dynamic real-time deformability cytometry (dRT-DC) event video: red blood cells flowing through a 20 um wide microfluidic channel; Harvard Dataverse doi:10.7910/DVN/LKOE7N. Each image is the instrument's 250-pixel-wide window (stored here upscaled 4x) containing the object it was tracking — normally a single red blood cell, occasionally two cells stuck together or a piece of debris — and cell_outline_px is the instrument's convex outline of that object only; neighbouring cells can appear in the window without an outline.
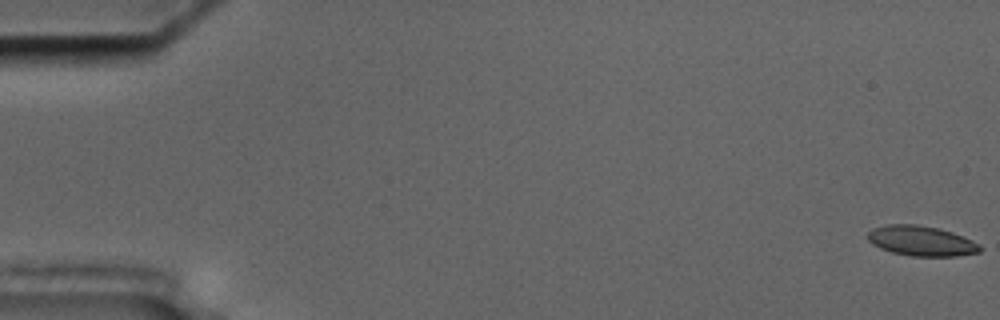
{"species": "common noctule bat (a hibernating species)", "species_latin": "Nyctalus noctula", "temperature_condition": "cold", "stored_images_in_passage": 57, "camera_frame_rate_fps": 3000, "um_per_image_px": 0.085, "animal": {"sex": "male", "body_mass_g": 17.5, "forearm_length_mm": 52.3}, "frame": {"image": 1, "passage_image": 1, "time_ms": 0.0, "image_size_px": [1000, 320], "cell_outline_px": [[980, 252], [956, 256], [912, 256], [892, 252], [880, 248], [872, 244], [868, 240], [868, 232], [872, 228], [884, 224], [916, 224], [940, 228], [952, 232], [972, 240], [980, 244]], "centroid_in_image_um": [78.29, 20.46], "position_along_channel_um": 6.7, "area_um2": 19.77}}
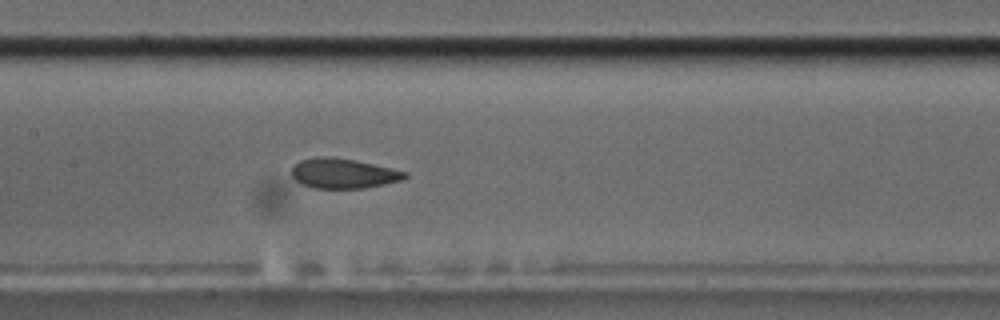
{"frame": {"image": 2, "passage_image": 28, "time_ms": 9.0, "image_size_px": [1000, 320], "cell_outline_px": [[408, 176], [400, 180], [384, 184], [364, 188], [316, 188], [300, 184], [292, 176], [292, 168], [300, 160], [316, 156], [328, 156], [356, 160], [408, 172]], "centroid_in_image_um": [29.16, 14.73], "position_along_channel_um": 178.2, "area_um2": 19.71}}
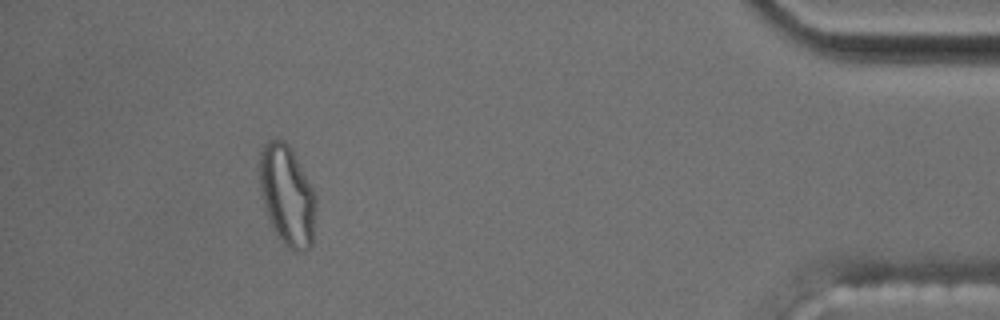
{"frame": {"image": 3, "passage_image": 52, "time_ms": 17.0, "image_size_px": [1000, 320], "cell_outline_px": [[316, 208], [312, 244], [304, 252], [296, 252], [288, 248], [280, 240], [268, 220], [264, 208], [260, 188], [260, 152], [264, 144], [268, 140], [276, 136], [284, 140], [288, 144], [312, 188], [316, 196]], "centroid_in_image_um": [24.39, 16.63], "position_along_channel_um": 410.8, "area_um2": 33.06}, "authors_computed_cell_mechanics": {"area_um2": 20.2878, "velocity_mm_per_s": 3.61, "shape_relaxation_time_tau1_ms": null, "shape_relaxation_time_tau2_ms": 2.104, "deformation_change_tau1": null, "deformation_change_tau2": 0.0624}}